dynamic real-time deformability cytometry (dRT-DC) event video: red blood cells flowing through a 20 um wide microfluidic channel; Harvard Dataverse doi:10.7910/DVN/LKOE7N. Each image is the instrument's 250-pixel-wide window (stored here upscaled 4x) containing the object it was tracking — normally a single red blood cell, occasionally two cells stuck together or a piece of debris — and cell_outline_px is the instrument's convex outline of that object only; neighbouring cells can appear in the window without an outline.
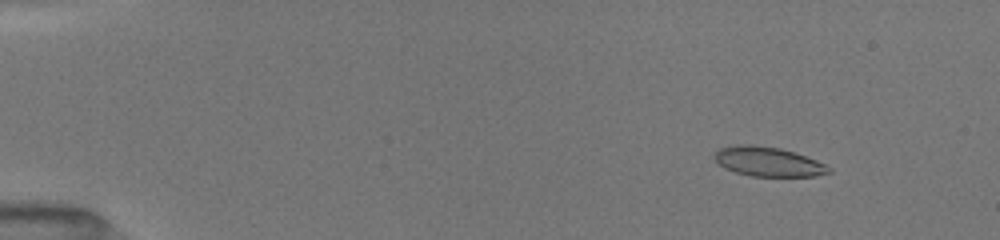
{"species": "common noctule bat (a hibernating species)", "species_latin": "Nyctalus noctula", "temperature_condition": "room temperature", "stored_images_in_passage": 62, "camera_frame_rate_fps": 3000, "um_per_image_px": 0.085, "animal": {"sex": "female", "body_mass_g": 19.5, "forearm_length_mm": 54.1}, "frame": {"image": 1, "passage_image": 11, "time_ms": 2.0, "image_size_px": [1000, 240], "cell_outline_px": [[832, 172], [816, 176], [752, 176], [736, 172], [724, 168], [716, 160], [716, 152], [720, 148], [740, 144], [752, 144], [780, 148], [816, 160], [832, 168]], "centroid_in_image_um": [65.32, 13.74], "position_along_channel_um": 19.7, "area_um2": 19.36}}
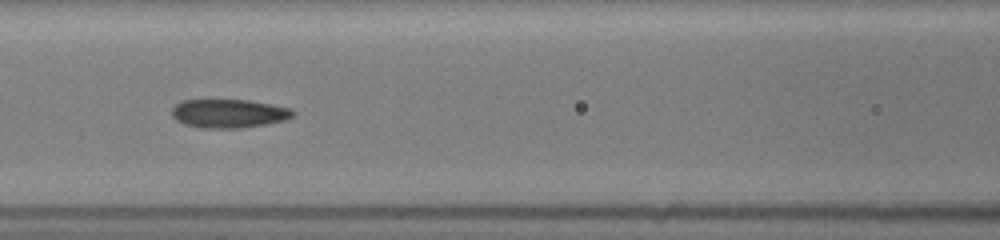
{"frame": {"image": 2, "passage_image": 29, "time_ms": 8.0, "image_size_px": [1000, 240], "cell_outline_px": [[296, 112], [292, 116], [284, 120], [244, 128], [204, 128], [184, 124], [176, 120], [172, 116], [172, 108], [180, 100], [248, 100], [292, 108]], "centroid_in_image_um": [19.44, 9.64], "position_along_channel_um": 147.2, "area_um2": 20.23}}
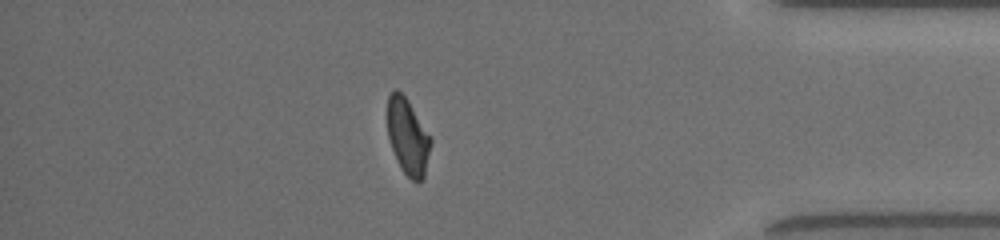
{"frame": {"image": 3, "passage_image": 55, "time_ms": 15.0, "image_size_px": [1000, 240], "cell_outline_px": [[432, 144], [424, 176], [416, 184], [404, 172], [392, 148], [388, 136], [388, 96], [396, 88], [408, 100], [432, 136]], "centroid_in_image_um": [34.7, 11.6], "position_along_channel_um": 400.5, "area_um2": 19.13}, "authors_computed_cell_mechanics": {"area_um2": 19.9699, "velocity_mm_per_s": 4.0443, "shape_relaxation_time_tau1_ms": null, "shape_relaxation_time_tau2_ms": 2.6284, "deformation_change_tau1": null, "deformation_change_tau2": 0.0837}}